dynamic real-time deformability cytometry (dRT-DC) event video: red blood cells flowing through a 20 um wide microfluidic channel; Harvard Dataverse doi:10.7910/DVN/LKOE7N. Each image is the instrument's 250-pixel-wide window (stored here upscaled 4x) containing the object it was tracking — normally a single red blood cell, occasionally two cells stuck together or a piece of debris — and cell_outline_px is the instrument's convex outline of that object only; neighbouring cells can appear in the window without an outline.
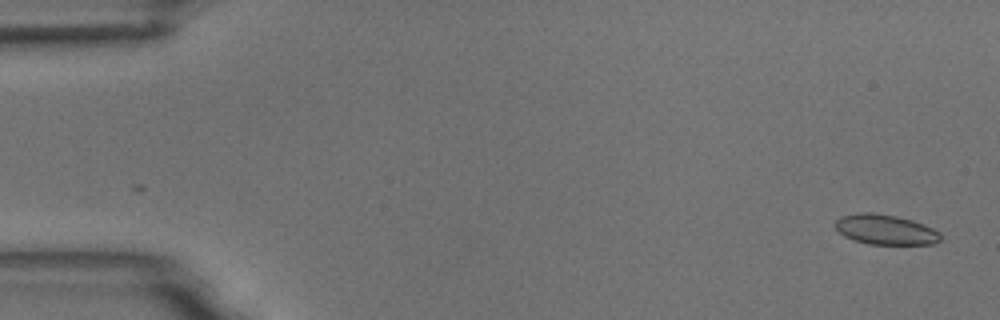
{"species": "common noctule bat (a hibernating species)", "species_latin": "Nyctalus noctula", "temperature_condition": "room temperature", "stored_images_in_passage": 2, "camera_frame_rate_fps": 3000, "um_per_image_px": 0.085, "animal": {"sex": "male", "body_mass_g": 18.8}, "frame": {"image": 1, "passage_image": 2, "time_ms": 1.333, "image_size_px": [1000, 320], "cell_outline_px": [[940, 240], [932, 244], [868, 244], [844, 236], [836, 228], [836, 220], [840, 216], [860, 212], [872, 212], [896, 216], [912, 220], [924, 224], [940, 232]], "centroid_in_image_um": [75.26, 19.5], "position_along_channel_um": 9.7, "area_um2": 18.32}}